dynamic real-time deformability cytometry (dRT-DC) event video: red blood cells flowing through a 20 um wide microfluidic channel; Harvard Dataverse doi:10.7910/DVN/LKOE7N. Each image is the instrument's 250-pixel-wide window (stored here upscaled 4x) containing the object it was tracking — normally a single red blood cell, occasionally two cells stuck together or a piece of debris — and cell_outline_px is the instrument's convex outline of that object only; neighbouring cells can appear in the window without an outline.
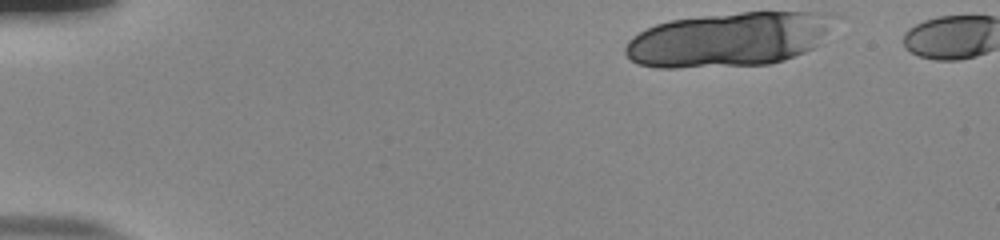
{"species": "human", "species_latin": "Homo sapiens", "temperature_condition": "room temperature", "stored_images_in_passage": 3, "camera_frame_rate_fps": 3000, "um_per_image_px": 0.085, "donor": {"sex": "male"}, "frame": {"image": 1, "passage_image": 1, "time_ms": 0.0, "image_size_px": [1000, 240], "cell_outline_px": [[840, 16], [820, 44], [804, 52], [784, 60], [768, 64], [676, 68], [656, 68], [640, 64], [632, 60], [624, 52], [624, 48], [628, 40], [632, 36], [656, 24], [672, 20], [704, 16], [740, 12], [832, 12]], "centroid_in_image_um": [62.02, 3.34], "position_along_channel_um": 23.0, "area_um2": 66.59}}